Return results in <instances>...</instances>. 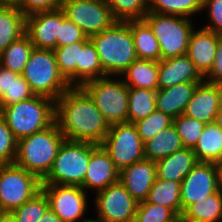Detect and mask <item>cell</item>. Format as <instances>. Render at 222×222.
<instances>
[{"label": "cell", "instance_id": "obj_1", "mask_svg": "<svg viewBox=\"0 0 222 222\" xmlns=\"http://www.w3.org/2000/svg\"><path fill=\"white\" fill-rule=\"evenodd\" d=\"M55 122L66 140L101 145L110 125L82 87H70L55 101Z\"/></svg>", "mask_w": 222, "mask_h": 222}, {"label": "cell", "instance_id": "obj_2", "mask_svg": "<svg viewBox=\"0 0 222 222\" xmlns=\"http://www.w3.org/2000/svg\"><path fill=\"white\" fill-rule=\"evenodd\" d=\"M64 140V135L54 122L48 128L18 140L14 163L42 181L50 172Z\"/></svg>", "mask_w": 222, "mask_h": 222}, {"label": "cell", "instance_id": "obj_3", "mask_svg": "<svg viewBox=\"0 0 222 222\" xmlns=\"http://www.w3.org/2000/svg\"><path fill=\"white\" fill-rule=\"evenodd\" d=\"M107 76L120 77L137 59L133 36L127 21H116L111 27L90 37Z\"/></svg>", "mask_w": 222, "mask_h": 222}, {"label": "cell", "instance_id": "obj_4", "mask_svg": "<svg viewBox=\"0 0 222 222\" xmlns=\"http://www.w3.org/2000/svg\"><path fill=\"white\" fill-rule=\"evenodd\" d=\"M0 116L19 140L40 132L55 122V101L42 95L0 107Z\"/></svg>", "mask_w": 222, "mask_h": 222}, {"label": "cell", "instance_id": "obj_5", "mask_svg": "<svg viewBox=\"0 0 222 222\" xmlns=\"http://www.w3.org/2000/svg\"><path fill=\"white\" fill-rule=\"evenodd\" d=\"M90 142L64 140L53 166L42 185L81 186L88 169L90 155L97 147Z\"/></svg>", "mask_w": 222, "mask_h": 222}, {"label": "cell", "instance_id": "obj_6", "mask_svg": "<svg viewBox=\"0 0 222 222\" xmlns=\"http://www.w3.org/2000/svg\"><path fill=\"white\" fill-rule=\"evenodd\" d=\"M35 95L56 101L71 86L60 74L53 50L34 48L21 74Z\"/></svg>", "mask_w": 222, "mask_h": 222}, {"label": "cell", "instance_id": "obj_7", "mask_svg": "<svg viewBox=\"0 0 222 222\" xmlns=\"http://www.w3.org/2000/svg\"><path fill=\"white\" fill-rule=\"evenodd\" d=\"M143 20L150 26L161 51V60L187 53L189 38L195 28L193 19L148 12Z\"/></svg>", "mask_w": 222, "mask_h": 222}, {"label": "cell", "instance_id": "obj_8", "mask_svg": "<svg viewBox=\"0 0 222 222\" xmlns=\"http://www.w3.org/2000/svg\"><path fill=\"white\" fill-rule=\"evenodd\" d=\"M81 87L92 98L109 125L127 122L128 86L122 78L106 76L90 80Z\"/></svg>", "mask_w": 222, "mask_h": 222}, {"label": "cell", "instance_id": "obj_9", "mask_svg": "<svg viewBox=\"0 0 222 222\" xmlns=\"http://www.w3.org/2000/svg\"><path fill=\"white\" fill-rule=\"evenodd\" d=\"M42 181L13 164L0 165V210L11 213L41 190Z\"/></svg>", "mask_w": 222, "mask_h": 222}, {"label": "cell", "instance_id": "obj_10", "mask_svg": "<svg viewBox=\"0 0 222 222\" xmlns=\"http://www.w3.org/2000/svg\"><path fill=\"white\" fill-rule=\"evenodd\" d=\"M101 145L119 171L145 158L144 143L134 123L110 125Z\"/></svg>", "mask_w": 222, "mask_h": 222}, {"label": "cell", "instance_id": "obj_11", "mask_svg": "<svg viewBox=\"0 0 222 222\" xmlns=\"http://www.w3.org/2000/svg\"><path fill=\"white\" fill-rule=\"evenodd\" d=\"M60 8L87 37L101 33L117 21L104 0H61Z\"/></svg>", "mask_w": 222, "mask_h": 222}, {"label": "cell", "instance_id": "obj_12", "mask_svg": "<svg viewBox=\"0 0 222 222\" xmlns=\"http://www.w3.org/2000/svg\"><path fill=\"white\" fill-rule=\"evenodd\" d=\"M94 206L97 222H134L138 202L118 181L96 192Z\"/></svg>", "mask_w": 222, "mask_h": 222}, {"label": "cell", "instance_id": "obj_13", "mask_svg": "<svg viewBox=\"0 0 222 222\" xmlns=\"http://www.w3.org/2000/svg\"><path fill=\"white\" fill-rule=\"evenodd\" d=\"M49 201V208L63 222H88L83 218L88 207L87 192L81 186L41 185Z\"/></svg>", "mask_w": 222, "mask_h": 222}, {"label": "cell", "instance_id": "obj_14", "mask_svg": "<svg viewBox=\"0 0 222 222\" xmlns=\"http://www.w3.org/2000/svg\"><path fill=\"white\" fill-rule=\"evenodd\" d=\"M66 18L59 7L51 11L34 12L26 16L25 34L34 48L54 50L57 47L60 24Z\"/></svg>", "mask_w": 222, "mask_h": 222}, {"label": "cell", "instance_id": "obj_15", "mask_svg": "<svg viewBox=\"0 0 222 222\" xmlns=\"http://www.w3.org/2000/svg\"><path fill=\"white\" fill-rule=\"evenodd\" d=\"M216 192L215 163L198 162L181 182L182 213L189 205Z\"/></svg>", "mask_w": 222, "mask_h": 222}, {"label": "cell", "instance_id": "obj_16", "mask_svg": "<svg viewBox=\"0 0 222 222\" xmlns=\"http://www.w3.org/2000/svg\"><path fill=\"white\" fill-rule=\"evenodd\" d=\"M156 178V163L147 158L119 171V181L138 203L146 201Z\"/></svg>", "mask_w": 222, "mask_h": 222}, {"label": "cell", "instance_id": "obj_17", "mask_svg": "<svg viewBox=\"0 0 222 222\" xmlns=\"http://www.w3.org/2000/svg\"><path fill=\"white\" fill-rule=\"evenodd\" d=\"M191 32L187 53L196 70L204 78L211 70L219 42V34L204 27Z\"/></svg>", "mask_w": 222, "mask_h": 222}, {"label": "cell", "instance_id": "obj_18", "mask_svg": "<svg viewBox=\"0 0 222 222\" xmlns=\"http://www.w3.org/2000/svg\"><path fill=\"white\" fill-rule=\"evenodd\" d=\"M119 181V170L115 167L108 152L98 145L90 155L88 169L81 187L87 190L101 191Z\"/></svg>", "mask_w": 222, "mask_h": 222}, {"label": "cell", "instance_id": "obj_19", "mask_svg": "<svg viewBox=\"0 0 222 222\" xmlns=\"http://www.w3.org/2000/svg\"><path fill=\"white\" fill-rule=\"evenodd\" d=\"M204 78L196 70L188 56L181 55L158 62L159 89L168 88L184 82H202Z\"/></svg>", "mask_w": 222, "mask_h": 222}, {"label": "cell", "instance_id": "obj_20", "mask_svg": "<svg viewBox=\"0 0 222 222\" xmlns=\"http://www.w3.org/2000/svg\"><path fill=\"white\" fill-rule=\"evenodd\" d=\"M220 107V99L215 85L203 80L197 85L183 114L209 124L215 122Z\"/></svg>", "mask_w": 222, "mask_h": 222}, {"label": "cell", "instance_id": "obj_21", "mask_svg": "<svg viewBox=\"0 0 222 222\" xmlns=\"http://www.w3.org/2000/svg\"><path fill=\"white\" fill-rule=\"evenodd\" d=\"M201 82H184L156 91V108L170 117L182 115Z\"/></svg>", "mask_w": 222, "mask_h": 222}, {"label": "cell", "instance_id": "obj_22", "mask_svg": "<svg viewBox=\"0 0 222 222\" xmlns=\"http://www.w3.org/2000/svg\"><path fill=\"white\" fill-rule=\"evenodd\" d=\"M155 163L157 178L182 182L198 161L192 148L183 147Z\"/></svg>", "mask_w": 222, "mask_h": 222}, {"label": "cell", "instance_id": "obj_23", "mask_svg": "<svg viewBox=\"0 0 222 222\" xmlns=\"http://www.w3.org/2000/svg\"><path fill=\"white\" fill-rule=\"evenodd\" d=\"M120 78L128 87L157 91L159 89L158 61L137 58L121 74Z\"/></svg>", "mask_w": 222, "mask_h": 222}, {"label": "cell", "instance_id": "obj_24", "mask_svg": "<svg viewBox=\"0 0 222 222\" xmlns=\"http://www.w3.org/2000/svg\"><path fill=\"white\" fill-rule=\"evenodd\" d=\"M88 41L56 47L53 51L58 69L71 87H80V57L81 49Z\"/></svg>", "mask_w": 222, "mask_h": 222}, {"label": "cell", "instance_id": "obj_25", "mask_svg": "<svg viewBox=\"0 0 222 222\" xmlns=\"http://www.w3.org/2000/svg\"><path fill=\"white\" fill-rule=\"evenodd\" d=\"M26 16L12 4H0V54L13 41L25 34Z\"/></svg>", "mask_w": 222, "mask_h": 222}, {"label": "cell", "instance_id": "obj_26", "mask_svg": "<svg viewBox=\"0 0 222 222\" xmlns=\"http://www.w3.org/2000/svg\"><path fill=\"white\" fill-rule=\"evenodd\" d=\"M127 24L131 29L137 58L159 62L160 46L150 26L144 20H129Z\"/></svg>", "mask_w": 222, "mask_h": 222}, {"label": "cell", "instance_id": "obj_27", "mask_svg": "<svg viewBox=\"0 0 222 222\" xmlns=\"http://www.w3.org/2000/svg\"><path fill=\"white\" fill-rule=\"evenodd\" d=\"M182 148L180 136L172 124L144 143V156L156 162Z\"/></svg>", "mask_w": 222, "mask_h": 222}, {"label": "cell", "instance_id": "obj_28", "mask_svg": "<svg viewBox=\"0 0 222 222\" xmlns=\"http://www.w3.org/2000/svg\"><path fill=\"white\" fill-rule=\"evenodd\" d=\"M193 152L198 162H218L222 154V128L216 122L204 125Z\"/></svg>", "mask_w": 222, "mask_h": 222}, {"label": "cell", "instance_id": "obj_29", "mask_svg": "<svg viewBox=\"0 0 222 222\" xmlns=\"http://www.w3.org/2000/svg\"><path fill=\"white\" fill-rule=\"evenodd\" d=\"M181 217L185 222H222V195L217 191L189 205Z\"/></svg>", "mask_w": 222, "mask_h": 222}, {"label": "cell", "instance_id": "obj_30", "mask_svg": "<svg viewBox=\"0 0 222 222\" xmlns=\"http://www.w3.org/2000/svg\"><path fill=\"white\" fill-rule=\"evenodd\" d=\"M181 182L156 178L149 191L147 202L172 209L178 216L182 215L180 199Z\"/></svg>", "mask_w": 222, "mask_h": 222}, {"label": "cell", "instance_id": "obj_31", "mask_svg": "<svg viewBox=\"0 0 222 222\" xmlns=\"http://www.w3.org/2000/svg\"><path fill=\"white\" fill-rule=\"evenodd\" d=\"M33 49V44L24 34L3 50L0 54V65L21 75Z\"/></svg>", "mask_w": 222, "mask_h": 222}, {"label": "cell", "instance_id": "obj_32", "mask_svg": "<svg viewBox=\"0 0 222 222\" xmlns=\"http://www.w3.org/2000/svg\"><path fill=\"white\" fill-rule=\"evenodd\" d=\"M156 109V91L128 87L127 122L135 123L145 119Z\"/></svg>", "mask_w": 222, "mask_h": 222}, {"label": "cell", "instance_id": "obj_33", "mask_svg": "<svg viewBox=\"0 0 222 222\" xmlns=\"http://www.w3.org/2000/svg\"><path fill=\"white\" fill-rule=\"evenodd\" d=\"M203 0H148V12L164 15H177L192 19L202 14Z\"/></svg>", "mask_w": 222, "mask_h": 222}, {"label": "cell", "instance_id": "obj_34", "mask_svg": "<svg viewBox=\"0 0 222 222\" xmlns=\"http://www.w3.org/2000/svg\"><path fill=\"white\" fill-rule=\"evenodd\" d=\"M102 69L96 47L91 39L81 49L80 57V87L94 79L106 77Z\"/></svg>", "mask_w": 222, "mask_h": 222}, {"label": "cell", "instance_id": "obj_35", "mask_svg": "<svg viewBox=\"0 0 222 222\" xmlns=\"http://www.w3.org/2000/svg\"><path fill=\"white\" fill-rule=\"evenodd\" d=\"M48 208V198L41 189L22 206L14 209L10 215L16 222H40Z\"/></svg>", "mask_w": 222, "mask_h": 222}, {"label": "cell", "instance_id": "obj_36", "mask_svg": "<svg viewBox=\"0 0 222 222\" xmlns=\"http://www.w3.org/2000/svg\"><path fill=\"white\" fill-rule=\"evenodd\" d=\"M117 21L143 20L148 13V0H104Z\"/></svg>", "mask_w": 222, "mask_h": 222}, {"label": "cell", "instance_id": "obj_37", "mask_svg": "<svg viewBox=\"0 0 222 222\" xmlns=\"http://www.w3.org/2000/svg\"><path fill=\"white\" fill-rule=\"evenodd\" d=\"M143 143L149 141L161 130L173 124V118L162 111L155 110L145 119L134 123Z\"/></svg>", "mask_w": 222, "mask_h": 222}, {"label": "cell", "instance_id": "obj_38", "mask_svg": "<svg viewBox=\"0 0 222 222\" xmlns=\"http://www.w3.org/2000/svg\"><path fill=\"white\" fill-rule=\"evenodd\" d=\"M173 125L180 136L183 147L193 149L202 134L205 123L182 114L173 119Z\"/></svg>", "mask_w": 222, "mask_h": 222}, {"label": "cell", "instance_id": "obj_39", "mask_svg": "<svg viewBox=\"0 0 222 222\" xmlns=\"http://www.w3.org/2000/svg\"><path fill=\"white\" fill-rule=\"evenodd\" d=\"M178 217L170 208L143 201L138 203L134 222H173Z\"/></svg>", "mask_w": 222, "mask_h": 222}, {"label": "cell", "instance_id": "obj_40", "mask_svg": "<svg viewBox=\"0 0 222 222\" xmlns=\"http://www.w3.org/2000/svg\"><path fill=\"white\" fill-rule=\"evenodd\" d=\"M35 94L31 91L29 83L18 73L11 71L10 95L0 100V107L9 106L27 100Z\"/></svg>", "mask_w": 222, "mask_h": 222}, {"label": "cell", "instance_id": "obj_41", "mask_svg": "<svg viewBox=\"0 0 222 222\" xmlns=\"http://www.w3.org/2000/svg\"><path fill=\"white\" fill-rule=\"evenodd\" d=\"M18 140L0 116V165L13 164L17 154Z\"/></svg>", "mask_w": 222, "mask_h": 222}, {"label": "cell", "instance_id": "obj_42", "mask_svg": "<svg viewBox=\"0 0 222 222\" xmlns=\"http://www.w3.org/2000/svg\"><path fill=\"white\" fill-rule=\"evenodd\" d=\"M89 40L90 37H87L83 30L67 17L60 24L59 36H57V47Z\"/></svg>", "mask_w": 222, "mask_h": 222}, {"label": "cell", "instance_id": "obj_43", "mask_svg": "<svg viewBox=\"0 0 222 222\" xmlns=\"http://www.w3.org/2000/svg\"><path fill=\"white\" fill-rule=\"evenodd\" d=\"M207 11L208 23L204 28L211 30L212 32L222 34V0H203L202 11Z\"/></svg>", "mask_w": 222, "mask_h": 222}, {"label": "cell", "instance_id": "obj_44", "mask_svg": "<svg viewBox=\"0 0 222 222\" xmlns=\"http://www.w3.org/2000/svg\"><path fill=\"white\" fill-rule=\"evenodd\" d=\"M60 3L61 0H18L15 5L27 16L34 12L58 9Z\"/></svg>", "mask_w": 222, "mask_h": 222}, {"label": "cell", "instance_id": "obj_45", "mask_svg": "<svg viewBox=\"0 0 222 222\" xmlns=\"http://www.w3.org/2000/svg\"><path fill=\"white\" fill-rule=\"evenodd\" d=\"M204 80L212 84L222 81V34H219V42L214 64L210 72L204 77Z\"/></svg>", "mask_w": 222, "mask_h": 222}, {"label": "cell", "instance_id": "obj_46", "mask_svg": "<svg viewBox=\"0 0 222 222\" xmlns=\"http://www.w3.org/2000/svg\"><path fill=\"white\" fill-rule=\"evenodd\" d=\"M11 71L0 65V100L10 95Z\"/></svg>", "mask_w": 222, "mask_h": 222}, {"label": "cell", "instance_id": "obj_47", "mask_svg": "<svg viewBox=\"0 0 222 222\" xmlns=\"http://www.w3.org/2000/svg\"><path fill=\"white\" fill-rule=\"evenodd\" d=\"M40 222H63L51 208L44 213Z\"/></svg>", "mask_w": 222, "mask_h": 222}, {"label": "cell", "instance_id": "obj_48", "mask_svg": "<svg viewBox=\"0 0 222 222\" xmlns=\"http://www.w3.org/2000/svg\"><path fill=\"white\" fill-rule=\"evenodd\" d=\"M217 191L222 195V164H215Z\"/></svg>", "mask_w": 222, "mask_h": 222}, {"label": "cell", "instance_id": "obj_49", "mask_svg": "<svg viewBox=\"0 0 222 222\" xmlns=\"http://www.w3.org/2000/svg\"><path fill=\"white\" fill-rule=\"evenodd\" d=\"M217 89V92H218V96H219V99H220V104L222 106V81H218V82H215L213 83Z\"/></svg>", "mask_w": 222, "mask_h": 222}, {"label": "cell", "instance_id": "obj_50", "mask_svg": "<svg viewBox=\"0 0 222 222\" xmlns=\"http://www.w3.org/2000/svg\"><path fill=\"white\" fill-rule=\"evenodd\" d=\"M0 222H16V221H15L14 218L10 215V213H5V214L2 216Z\"/></svg>", "mask_w": 222, "mask_h": 222}, {"label": "cell", "instance_id": "obj_51", "mask_svg": "<svg viewBox=\"0 0 222 222\" xmlns=\"http://www.w3.org/2000/svg\"><path fill=\"white\" fill-rule=\"evenodd\" d=\"M215 122L222 128V106L217 113Z\"/></svg>", "mask_w": 222, "mask_h": 222}, {"label": "cell", "instance_id": "obj_52", "mask_svg": "<svg viewBox=\"0 0 222 222\" xmlns=\"http://www.w3.org/2000/svg\"><path fill=\"white\" fill-rule=\"evenodd\" d=\"M18 0H0V4H12L15 5Z\"/></svg>", "mask_w": 222, "mask_h": 222}, {"label": "cell", "instance_id": "obj_53", "mask_svg": "<svg viewBox=\"0 0 222 222\" xmlns=\"http://www.w3.org/2000/svg\"><path fill=\"white\" fill-rule=\"evenodd\" d=\"M173 222H185L181 216L175 219Z\"/></svg>", "mask_w": 222, "mask_h": 222}, {"label": "cell", "instance_id": "obj_54", "mask_svg": "<svg viewBox=\"0 0 222 222\" xmlns=\"http://www.w3.org/2000/svg\"><path fill=\"white\" fill-rule=\"evenodd\" d=\"M215 164H222V154H221V156H220V158H219L218 162H217V163H215Z\"/></svg>", "mask_w": 222, "mask_h": 222}, {"label": "cell", "instance_id": "obj_55", "mask_svg": "<svg viewBox=\"0 0 222 222\" xmlns=\"http://www.w3.org/2000/svg\"><path fill=\"white\" fill-rule=\"evenodd\" d=\"M4 214H5V213L0 210V220H1V218H2V216H3Z\"/></svg>", "mask_w": 222, "mask_h": 222}, {"label": "cell", "instance_id": "obj_56", "mask_svg": "<svg viewBox=\"0 0 222 222\" xmlns=\"http://www.w3.org/2000/svg\"><path fill=\"white\" fill-rule=\"evenodd\" d=\"M88 222H97V221H95V220H93V218H91V220H90V221H88Z\"/></svg>", "mask_w": 222, "mask_h": 222}]
</instances>
